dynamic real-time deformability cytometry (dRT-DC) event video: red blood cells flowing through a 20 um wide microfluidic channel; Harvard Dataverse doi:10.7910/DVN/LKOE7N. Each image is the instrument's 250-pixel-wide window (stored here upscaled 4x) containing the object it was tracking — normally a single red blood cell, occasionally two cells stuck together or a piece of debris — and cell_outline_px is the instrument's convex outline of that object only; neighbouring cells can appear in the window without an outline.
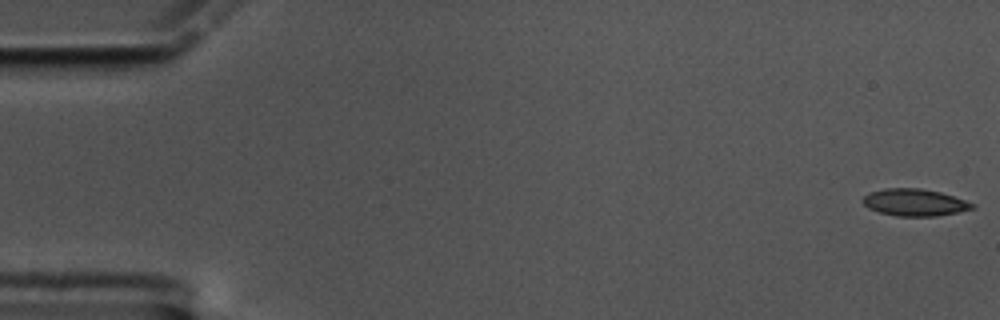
{"species": "common noctule bat (a hibernating species)", "species_latin": "Nyctalus noctula", "temperature_condition": "cold", "stored_images_in_passage": 19, "camera_frame_rate_fps": 3000, "um_per_image_px": 0.085, "animal": {"sex": "male", "body_mass_g": 17.5, "forearm_length_mm": 52.3}, "frame": {"image": 1, "passage_image": 1, "time_ms": 0.0, "image_size_px": [1000, 320], "cell_outline_px": [[976, 208], [936, 216], [896, 216], [880, 212], [868, 208], [860, 200], [868, 192], [884, 188], [920, 188], [940, 192], [976, 204]], "centroid_in_image_um": [77.71, 17.2], "position_along_channel_um": 7.3, "area_um2": 17.28}}
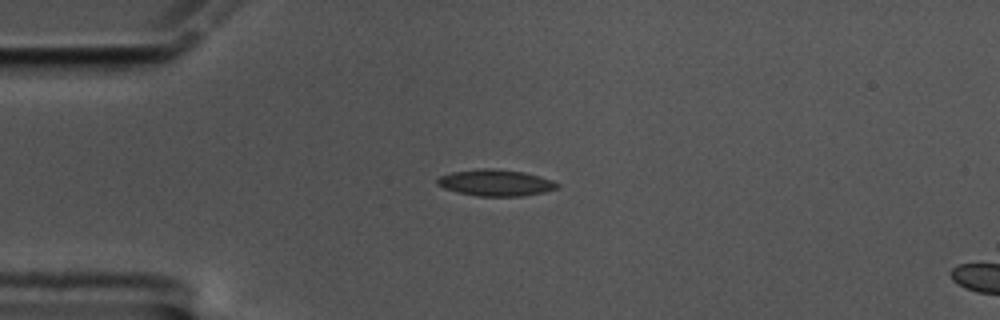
{"frame": {"image": 2, "passage_image": 15, "time_ms": 4.667, "image_size_px": [1000, 320], "cell_outline_px": [[560, 188], [544, 192], [524, 196], [476, 196], [456, 192], [444, 188], [436, 184], [436, 180], [440, 176], [452, 172], [480, 168], [492, 168], [524, 172], [552, 180], [560, 184]], "centroid_in_image_um": [42.13, 15.54], "position_along_channel_um": 42.9, "area_um2": 18.61}}